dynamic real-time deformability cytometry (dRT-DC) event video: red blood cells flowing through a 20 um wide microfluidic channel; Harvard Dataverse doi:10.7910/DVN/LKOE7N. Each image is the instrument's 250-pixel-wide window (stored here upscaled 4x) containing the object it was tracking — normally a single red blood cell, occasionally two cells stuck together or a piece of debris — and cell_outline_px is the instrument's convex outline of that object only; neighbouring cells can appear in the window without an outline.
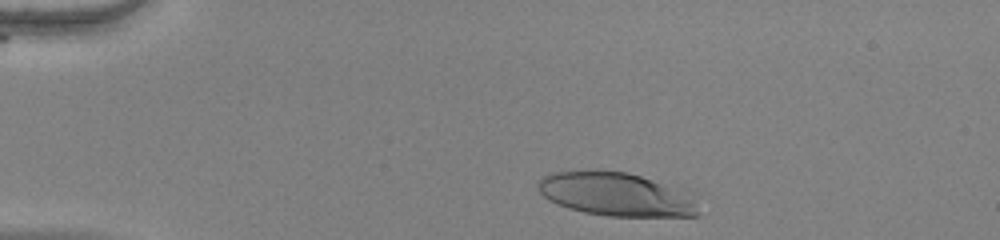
{"species": "human", "species_latin": "Homo sapiens", "temperature_condition": "warm", "stored_images_in_passage": 37, "camera_frame_rate_fps": 3000, "um_per_image_px": 0.085, "donor": {"sex": "female"}, "frame": {"image": 1, "passage_image": 3, "time_ms": 0.667, "image_size_px": [1000, 240], "cell_outline_px": [[700, 216], [608, 216], [584, 212], [568, 208], [556, 204], [548, 200], [540, 192], [536, 184], [544, 176], [552, 172], [628, 172], [684, 188], [696, 192]], "centroid_in_image_um": [52.52, 16.54], "position_along_channel_um": 32.5, "area_um2": 41.15}}
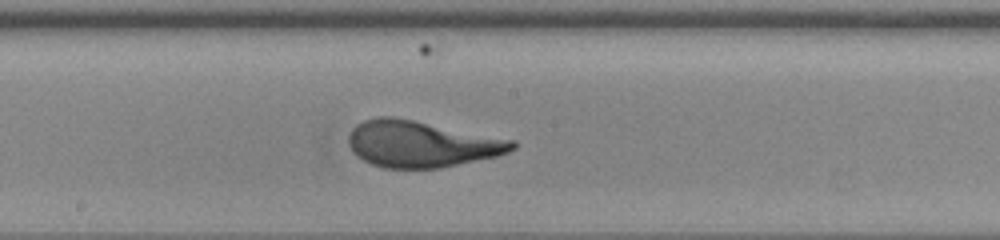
{"frame": {"image": 2, "passage_image": 22, "time_ms": 7.0, "image_size_px": [1000, 240], "cell_outline_px": [[516, 148], [508, 152], [496, 156], [440, 168], [384, 168], [372, 164], [356, 156], [352, 152], [348, 144], [348, 136], [352, 128], [356, 124], [364, 120], [380, 116], [392, 116], [516, 140]], "centroid_in_image_um": [35.79, 12.24], "position_along_channel_um": 212.4, "area_um2": 44.27}}
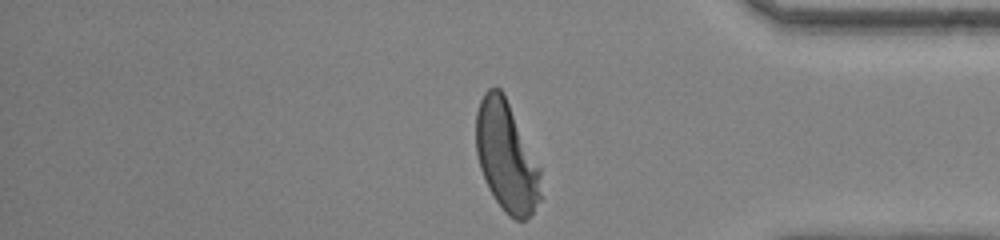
{"frame": {"image": 3, "passage_image": 37, "time_ms": 12.0, "image_size_px": [1000, 240], "cell_outline_px": [[540, 200], [532, 212], [524, 220], [516, 220], [508, 216], [504, 212], [488, 188], [480, 168], [476, 152], [476, 112], [480, 100], [484, 92], [488, 88], [500, 88], [504, 92], [540, 168]], "centroid_in_image_um": [43.03, 13.3], "position_along_channel_um": 392.2, "area_um2": 41.44}}